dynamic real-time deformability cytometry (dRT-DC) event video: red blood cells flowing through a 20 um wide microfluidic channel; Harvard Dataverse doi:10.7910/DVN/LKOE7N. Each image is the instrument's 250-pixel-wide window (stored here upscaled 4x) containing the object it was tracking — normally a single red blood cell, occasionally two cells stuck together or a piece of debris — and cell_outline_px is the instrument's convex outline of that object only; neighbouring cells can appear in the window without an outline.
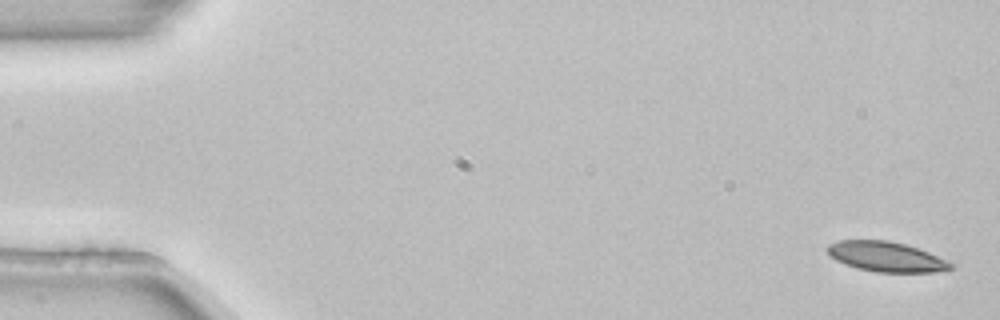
{"species": "common noctule bat (a hibernating species)", "species_latin": "Nyctalus noctula", "temperature_condition": "room temperature", "stored_images_in_passage": 7, "camera_frame_rate_fps": 3000, "um_per_image_px": 0.085, "animal": {"sex": "female", "body_mass_g": 22.7, "forearm_length_mm": 54.2}, "frame": {"image": 1, "passage_image": 1, "time_ms": 0.0, "image_size_px": [1000, 320], "cell_outline_px": [[952, 268], [936, 272], [876, 272], [856, 268], [836, 260], [828, 256], [824, 248], [828, 244], [840, 240], [888, 240], [904, 244], [928, 252], [952, 264]], "centroid_in_image_um": [75.22, 21.81], "position_along_channel_um": 9.8, "area_um2": 21.44}}
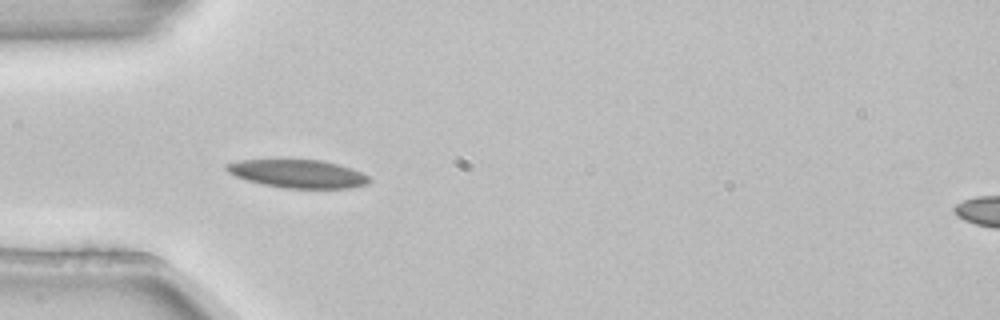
{"frame": {"image": 2, "passage_image": 5, "time_ms": 1.333, "image_size_px": [1000, 320], "cell_outline_px": [[372, 180], [368, 184], [348, 188], [284, 188], [264, 184], [248, 180], [236, 176], [228, 172], [224, 168], [224, 164], [240, 160], [324, 160], [340, 164], [352, 168], [368, 176]], "centroid_in_image_um": [25.34, 14.76], "position_along_channel_um": 59.7, "area_um2": 23.41}}